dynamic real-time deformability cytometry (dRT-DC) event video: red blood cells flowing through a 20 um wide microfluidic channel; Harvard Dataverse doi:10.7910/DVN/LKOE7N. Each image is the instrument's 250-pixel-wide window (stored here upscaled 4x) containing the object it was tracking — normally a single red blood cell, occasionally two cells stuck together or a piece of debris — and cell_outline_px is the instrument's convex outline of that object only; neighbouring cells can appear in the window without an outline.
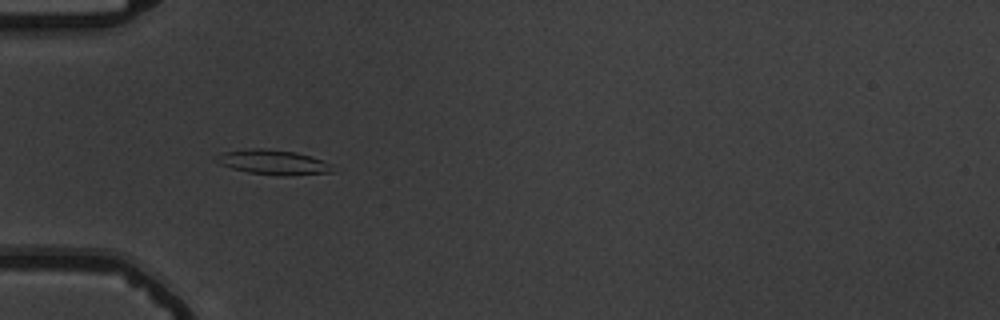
{"species": "common noctule bat (a hibernating species)", "species_latin": "Nyctalus noctula", "temperature_condition": "warm", "stored_images_in_passage": 38, "camera_frame_rate_fps": 3000, "um_per_image_px": 0.085, "animal": {"sex": "male", "body_mass_g": 19.5, "forearm_length_mm": 54.6}, "frame": {"image": 1, "passage_image": 1, "time_ms": 0.0, "image_size_px": [1000, 320], "cell_outline_px": [[336, 172], [288, 176], [276, 176], [248, 172], [232, 168], [220, 164], [212, 160], [220, 152], [252, 148], [268, 148], [296, 152], [320, 160], [328, 164]], "centroid_in_image_um": [23.15, 13.79], "position_along_channel_um": 61.8, "area_um2": 16.94}}
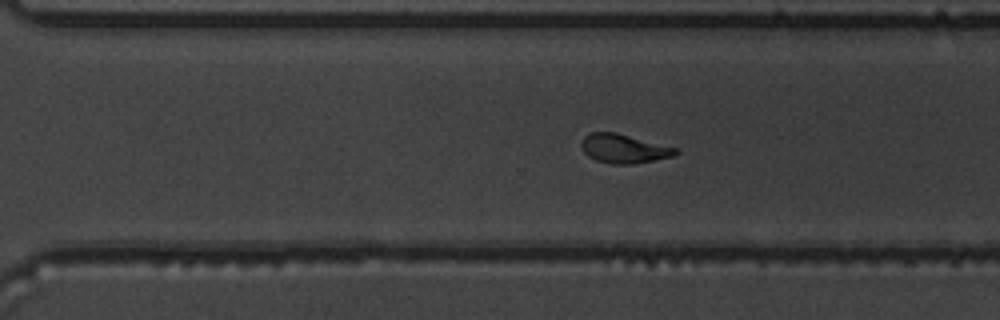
{"frame": {"image": 2, "passage_image": 22, "time_ms": 7.0, "image_size_px": [1000, 320], "cell_outline_px": [[680, 152], [672, 156], [632, 164], [612, 164], [596, 160], [588, 156], [584, 152], [580, 144], [584, 136], [588, 132], [616, 132], [676, 148]], "centroid_in_image_um": [52.98, 12.62], "position_along_channel_um": 317.6, "area_um2": 15.78}}
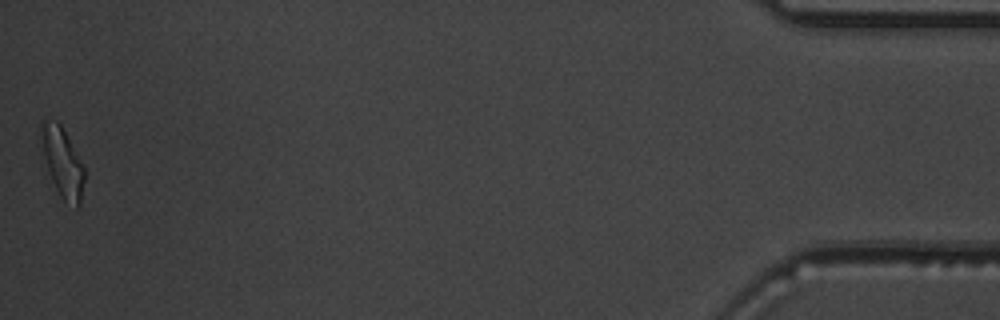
{"frame": {"image": 3, "passage_image": 38, "time_ms": 12.333, "image_size_px": [1000, 320], "cell_outline_px": [[84, 180], [80, 204], [76, 208], [64, 200], [60, 196], [52, 180], [48, 168], [44, 152], [40, 128], [40, 120], [56, 120], [60, 124], [84, 168]], "centroid_in_image_um": [5.31, 13.8], "position_along_channel_um": 429.9, "area_um2": 16.76}, "authors_computed_cell_mechanics": {"area_um2": 16.2418, "velocity_mm_per_s": 3.7226, "shape_relaxation_time_tau1_ms": 4.0299, "shape_relaxation_time_tau2_ms": 2.714, "deformation_change_tau1": 0.1929, "deformation_change_tau2": 0.1068}}